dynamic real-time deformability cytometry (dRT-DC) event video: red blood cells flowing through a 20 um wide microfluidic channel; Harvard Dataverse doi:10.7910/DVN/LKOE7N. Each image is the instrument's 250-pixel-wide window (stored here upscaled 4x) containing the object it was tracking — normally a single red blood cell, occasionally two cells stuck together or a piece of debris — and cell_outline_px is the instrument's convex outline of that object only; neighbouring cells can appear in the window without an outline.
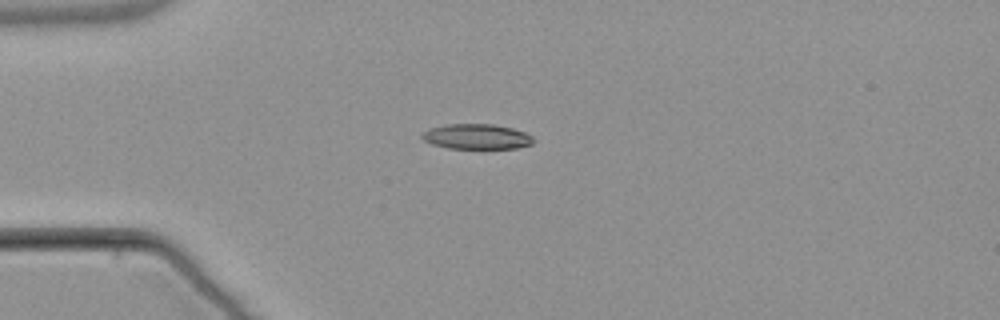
{"species": "common noctule bat (a hibernating species)", "species_latin": "Nyctalus noctula", "temperature_condition": "warm", "stored_images_in_passage": 5, "camera_frame_rate_fps": 3000, "um_per_image_px": 0.085, "animal": {"sex": "male", "body_mass_g": 21.5, "forearm_length_mm": 52.0}, "frame": {"image": 1, "passage_image": 3, "time_ms": 2.333, "image_size_px": [1000, 320], "cell_outline_px": [[536, 140], [532, 144], [516, 148], [448, 148], [432, 144], [424, 140], [420, 136], [424, 132], [432, 128], [448, 124], [492, 124], [512, 128], [524, 132], [532, 136]], "centroid_in_image_um": [40.55, 11.61], "position_along_channel_um": 44.5, "area_um2": 16.18}}
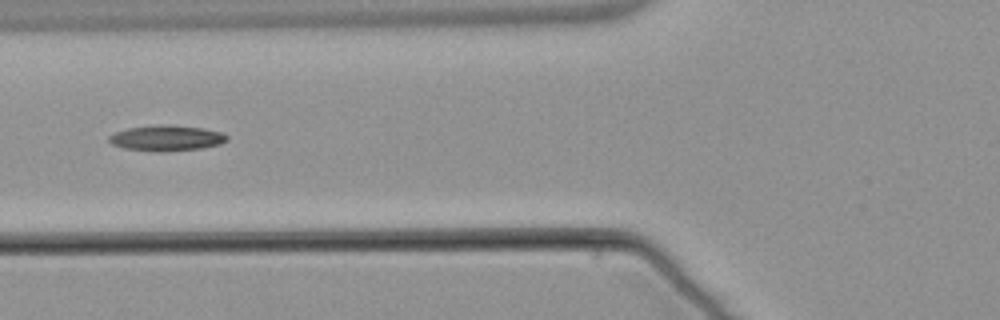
{"frame": {"image": 2, "passage_image": 5, "time_ms": 4.667, "image_size_px": [1000, 320], "cell_outline_px": [[228, 140], [220, 144], [200, 148], [160, 152], [152, 152], [124, 148], [112, 144], [108, 140], [108, 136], [116, 132], [128, 128], [204, 128], [220, 132], [228, 136]], "centroid_in_image_um": [14.15, 11.81], "position_along_channel_um": 111.7, "area_um2": 16.47}}